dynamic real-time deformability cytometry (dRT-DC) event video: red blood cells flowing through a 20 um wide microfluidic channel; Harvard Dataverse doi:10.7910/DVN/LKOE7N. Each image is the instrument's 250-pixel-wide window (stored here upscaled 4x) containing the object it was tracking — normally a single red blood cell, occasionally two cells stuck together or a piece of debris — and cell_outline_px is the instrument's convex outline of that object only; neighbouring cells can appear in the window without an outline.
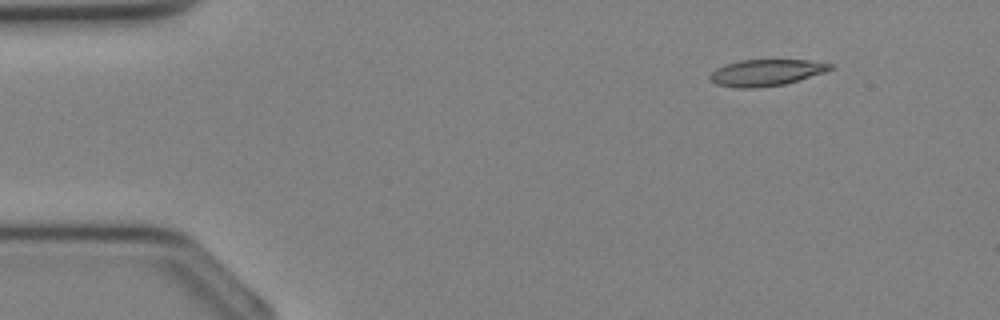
{"species": "Egyptian fruit bat (a non-hibernating species)", "species_latin": "Rousettus aegyptiacus", "temperature_condition": "cold", "stored_images_in_passage": 32, "camera_frame_rate_fps": 3000, "um_per_image_px": 0.085, "animal": {"sex": "female"}, "frame": {"image": 1, "passage_image": 1, "time_ms": 0.0, "image_size_px": [1000, 320], "cell_outline_px": [[832, 68], [824, 72], [784, 84], [756, 88], [736, 88], [716, 84], [708, 76], [716, 68], [724, 64], [740, 60], [808, 60], [832, 64]], "centroid_in_image_um": [65.07, 6.17], "position_along_channel_um": 19.9, "area_um2": 18.38}}
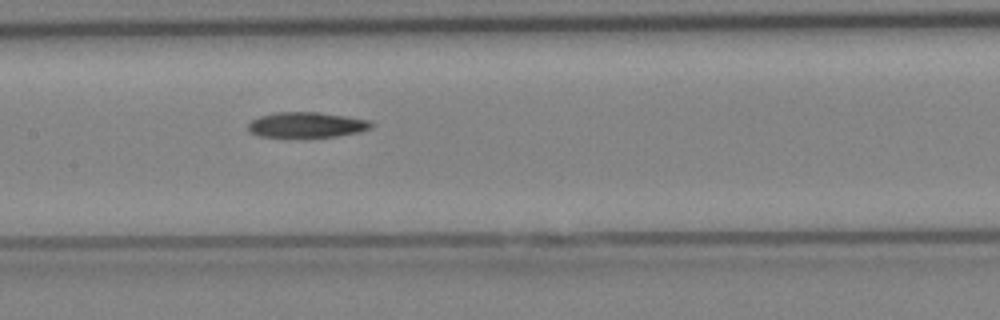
{"frame": {"image": 2, "passage_image": 14, "time_ms": 4.333, "image_size_px": [1000, 320], "cell_outline_px": [[376, 124], [372, 128], [360, 132], [336, 136], [260, 136], [248, 132], [248, 124], [252, 120], [260, 116], [276, 112], [320, 112], [368, 120]], "centroid_in_image_um": [26.09, 10.6], "position_along_channel_um": 181.3, "area_um2": 18.03}}
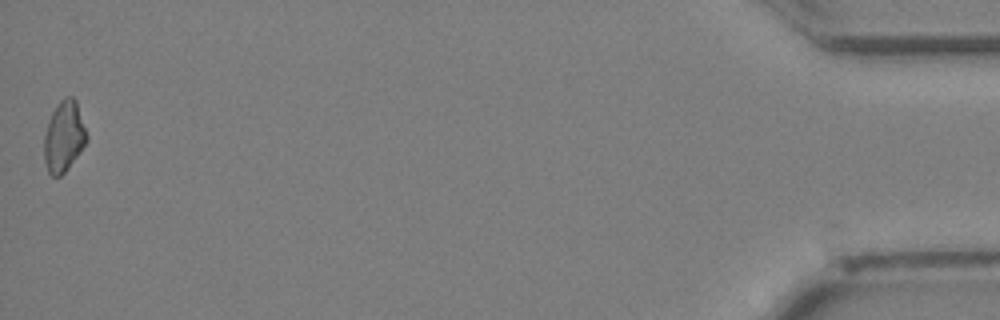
{"frame": {"image": 3, "passage_image": 32, "time_ms": 10.333, "image_size_px": [1000, 320], "cell_outline_px": [[88, 140], [80, 152], [68, 168], [60, 176], [52, 176], [48, 172], [44, 160], [44, 136], [48, 120], [52, 112], [60, 100], [64, 96], [72, 96], [76, 100], [88, 136]], "centroid_in_image_um": [5.43, 11.59], "position_along_channel_um": 429.8, "area_um2": 17.63}}